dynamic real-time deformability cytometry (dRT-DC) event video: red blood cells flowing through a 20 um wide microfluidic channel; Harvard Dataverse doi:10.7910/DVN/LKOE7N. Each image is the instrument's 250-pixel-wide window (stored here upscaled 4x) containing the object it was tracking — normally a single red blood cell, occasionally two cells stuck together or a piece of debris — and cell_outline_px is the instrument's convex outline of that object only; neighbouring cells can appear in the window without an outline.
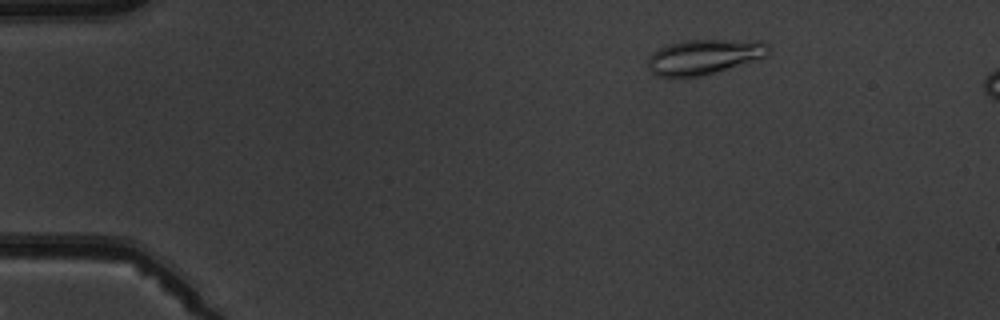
{"species": "common noctule bat (a hibernating species)", "species_latin": "Nyctalus noctula", "temperature_condition": "warm", "stored_images_in_passage": 4, "camera_frame_rate_fps": 3000, "um_per_image_px": 0.085, "animal": {"sex": "male", "body_mass_g": 19.5, "forearm_length_mm": 54.6}, "frame": {"image": 1, "passage_image": 2, "time_ms": 1.0, "image_size_px": [1000, 320], "cell_outline_px": [[772, 48], [768, 56], [716, 72], [700, 76], [656, 76], [648, 68], [648, 56], [652, 52], [668, 44], [684, 40], [760, 40], [768, 44]], "centroid_in_image_um": [59.89, 4.81], "position_along_channel_um": 25.1, "area_um2": 24.74}}